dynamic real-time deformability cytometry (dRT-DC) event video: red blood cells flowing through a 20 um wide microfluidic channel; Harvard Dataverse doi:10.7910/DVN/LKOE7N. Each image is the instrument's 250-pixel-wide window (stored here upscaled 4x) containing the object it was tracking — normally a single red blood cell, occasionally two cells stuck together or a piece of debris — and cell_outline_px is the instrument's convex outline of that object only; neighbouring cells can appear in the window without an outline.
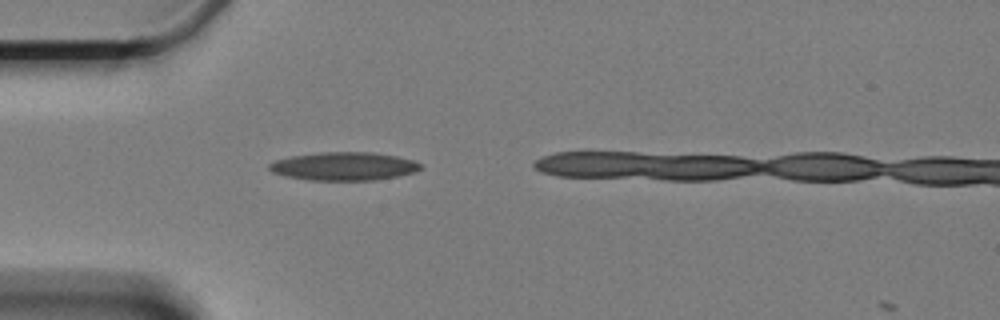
{"species": "Egyptian fruit bat (a non-hibernating species)", "species_latin": "Rousettus aegyptiacus", "temperature_condition": "cold", "stored_images_in_passage": 2, "camera_frame_rate_fps": 3000, "um_per_image_px": 0.085, "animal": {"sex": "female"}, "frame": {"image": 1, "passage_image": 1, "time_ms": 0.0, "image_size_px": [1000, 320], "cell_outline_px": [[424, 168], [412, 172], [396, 176], [372, 180], [308, 180], [284, 176], [272, 172], [268, 168], [268, 164], [276, 160], [292, 156], [320, 152], [372, 152], [396, 156], [412, 160], [424, 164]], "centroid_in_image_um": [29.22, 14.13], "position_along_channel_um": 55.8, "area_um2": 24.91}}